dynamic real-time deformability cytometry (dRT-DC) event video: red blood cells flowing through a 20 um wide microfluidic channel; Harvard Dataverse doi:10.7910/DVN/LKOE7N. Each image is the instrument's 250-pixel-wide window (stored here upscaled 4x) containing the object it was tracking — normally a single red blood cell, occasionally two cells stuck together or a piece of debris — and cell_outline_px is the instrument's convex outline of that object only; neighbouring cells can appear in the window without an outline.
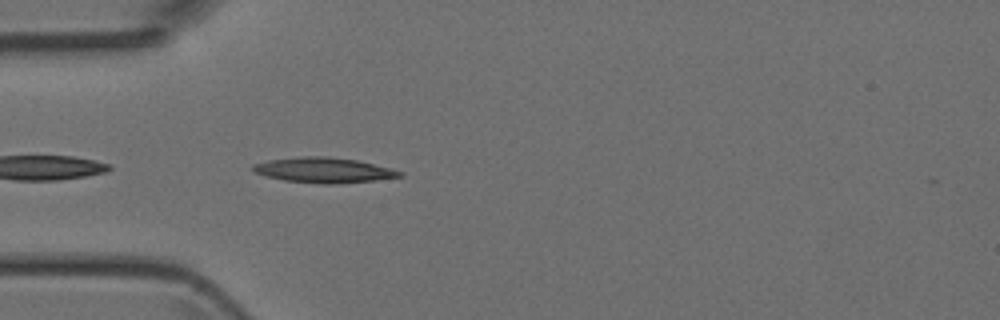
{"species": "Egyptian fruit bat (a non-hibernating species)", "species_latin": "Rousettus aegyptiacus", "temperature_condition": "room temperature", "stored_images_in_passage": 35, "camera_frame_rate_fps": 3000, "um_per_image_px": 0.085, "animal": {"sex": "female"}, "frame": {"image": 1, "passage_image": 2, "time_ms": 0.333, "image_size_px": [1000, 320], "cell_outline_px": [[404, 176], [372, 180], [332, 184], [324, 184], [284, 180], [264, 176], [256, 172], [252, 168], [252, 164], [268, 160], [300, 156], [328, 156], [356, 160], [392, 168], [404, 172]], "centroid_in_image_um": [27.51, 14.45], "position_along_channel_um": 57.5, "area_um2": 21.5}}
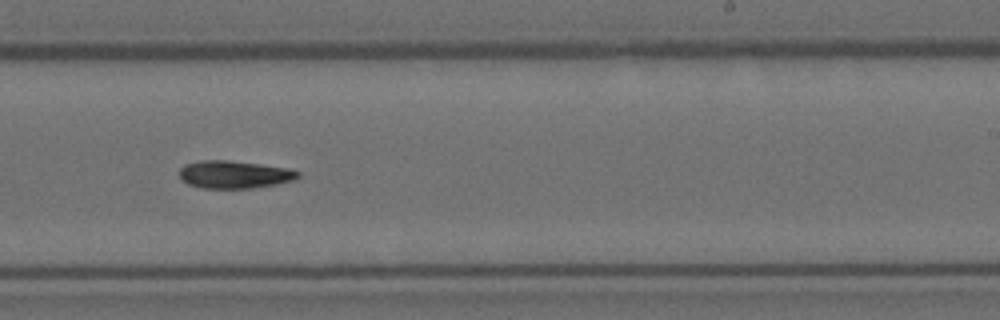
{"frame": {"image": 2, "passage_image": 17, "time_ms": 5.333, "image_size_px": [1000, 320], "cell_outline_px": [[300, 176], [296, 180], [276, 184], [252, 188], [200, 188], [188, 184], [180, 180], [180, 168], [184, 164], [200, 160], [228, 160], [260, 164], [288, 168], [300, 172]], "centroid_in_image_um": [19.91, 14.83], "position_along_channel_um": 269.1, "area_um2": 19.31}}
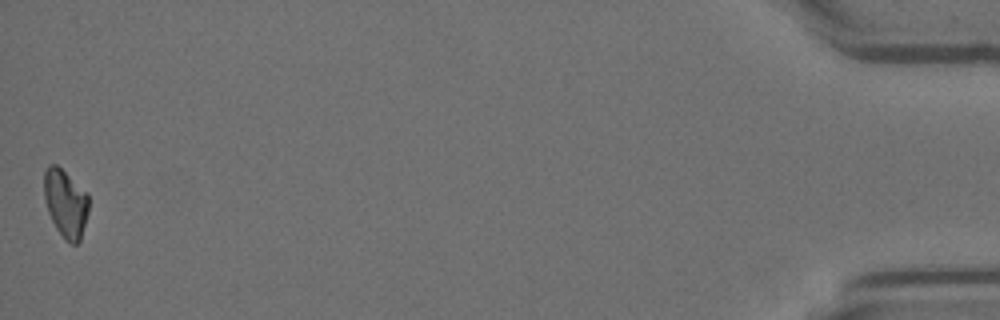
{"frame": {"image": 3, "passage_image": 35, "time_ms": 11.333, "image_size_px": [1000, 320], "cell_outline_px": [[88, 212], [80, 240], [76, 244], [72, 244], [64, 240], [56, 228], [48, 212], [44, 200], [44, 168], [48, 164], [56, 164], [88, 192]], "centroid_in_image_um": [5.56, 17.26], "position_along_channel_um": 429.6, "area_um2": 17.86}}